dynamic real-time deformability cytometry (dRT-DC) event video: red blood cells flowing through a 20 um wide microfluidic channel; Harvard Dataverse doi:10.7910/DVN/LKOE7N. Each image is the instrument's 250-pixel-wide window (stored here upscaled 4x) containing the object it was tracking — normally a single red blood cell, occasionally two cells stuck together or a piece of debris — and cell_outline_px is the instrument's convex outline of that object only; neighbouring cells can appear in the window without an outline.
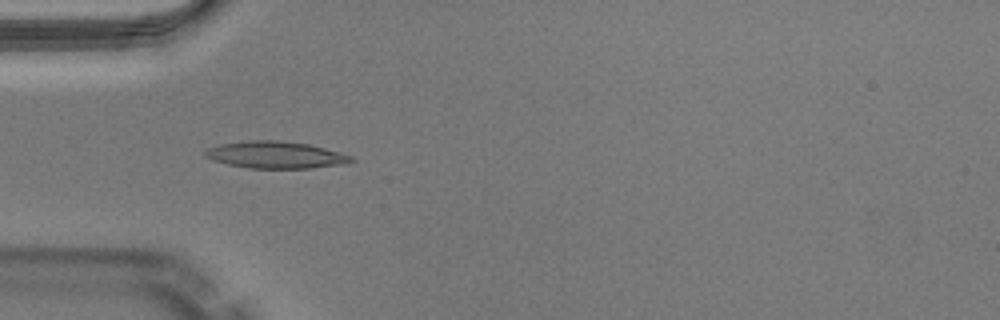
{"species": "Egyptian fruit bat (a non-hibernating species)", "species_latin": "Rousettus aegyptiacus", "temperature_condition": "warm", "stored_images_in_passage": 36, "camera_frame_rate_fps": 3000, "um_per_image_px": 0.085, "animal": {"sex": "male"}, "frame": {"image": 1, "passage_image": 2, "time_ms": 0.333, "image_size_px": [1000, 320], "cell_outline_px": [[356, 160], [344, 164], [312, 168], [248, 168], [228, 164], [212, 160], [204, 156], [204, 152], [208, 148], [220, 144], [252, 140], [276, 140], [308, 144], [324, 148], [352, 156]], "centroid_in_image_um": [23.42, 13.17], "position_along_channel_um": 61.6, "area_um2": 22.83}}
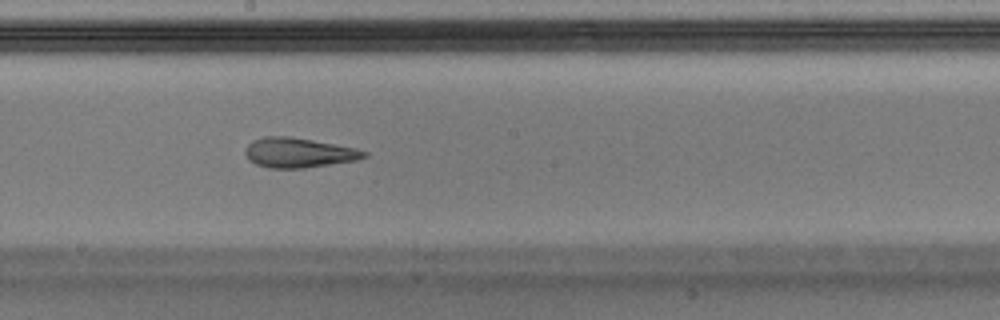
{"frame": {"image": 2, "passage_image": 14, "time_ms": 4.333, "image_size_px": [1000, 320], "cell_outline_px": [[368, 156], [356, 160], [304, 168], [268, 168], [256, 164], [248, 160], [244, 152], [248, 144], [252, 140], [264, 136], [288, 136], [312, 140], [356, 148], [368, 152]], "centroid_in_image_um": [25.35, 12.98], "position_along_channel_um": 222.8, "area_um2": 20.63}}
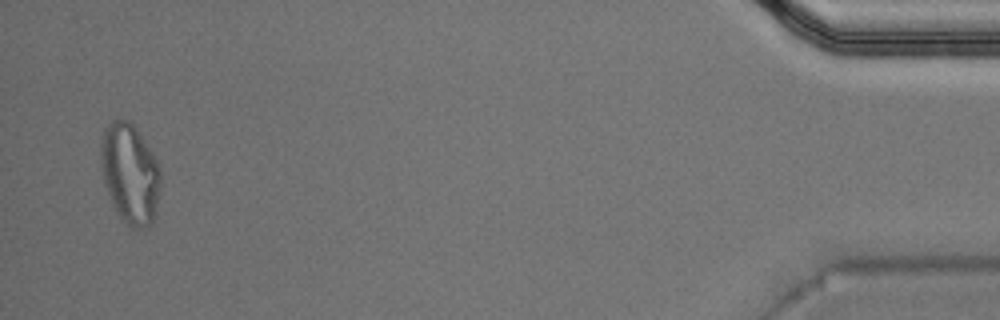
{"frame": {"image": 3, "passage_image": 35, "time_ms": 11.333, "image_size_px": [1000, 320], "cell_outline_px": [[160, 188], [156, 212], [148, 228], [132, 228], [116, 212], [112, 204], [104, 184], [100, 152], [100, 148], [104, 128], [112, 120], [128, 120], [132, 124], [156, 160], [160, 172]], "centroid_in_image_um": [11.03, 14.78], "position_along_channel_um": 424.2, "area_um2": 34.39}, "authors_computed_cell_mechanics": {"area_um2": 21.386, "velocity_mm_per_s": 4.0595, "shape_relaxation_time_tau1_ms": 9.6502, "shape_relaxation_time_tau2_ms": 1.8306, "deformation_change_tau1": 0.2999, "deformation_change_tau2": 0.118}}